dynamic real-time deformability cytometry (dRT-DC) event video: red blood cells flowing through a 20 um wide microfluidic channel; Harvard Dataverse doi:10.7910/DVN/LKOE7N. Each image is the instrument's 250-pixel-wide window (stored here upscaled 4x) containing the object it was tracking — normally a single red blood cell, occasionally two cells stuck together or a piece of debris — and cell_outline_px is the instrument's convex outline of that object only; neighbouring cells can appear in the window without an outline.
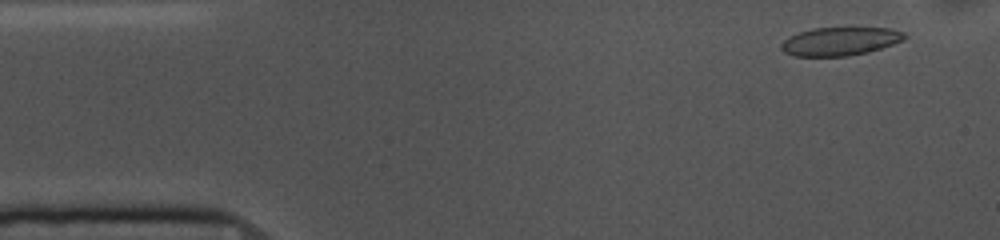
{"species": "common noctule bat (a hibernating species)", "species_latin": "Nyctalus noctula", "temperature_condition": "cold", "stored_images_in_passage": 52, "camera_frame_rate_fps": 3000, "um_per_image_px": 0.085, "animal": {"sex": "female", "body_mass_g": 10.0, "forearm_length_mm": 53.1}, "frame": {"image": 1, "passage_image": 3, "time_ms": 0.667, "image_size_px": [1000, 240], "cell_outline_px": [[908, 36], [892, 44], [868, 52], [848, 56], [796, 56], [784, 52], [780, 48], [780, 44], [788, 36], [812, 28], [888, 28], [904, 32]], "centroid_in_image_um": [71.36, 3.51], "position_along_channel_um": 13.6, "area_um2": 20.23}}
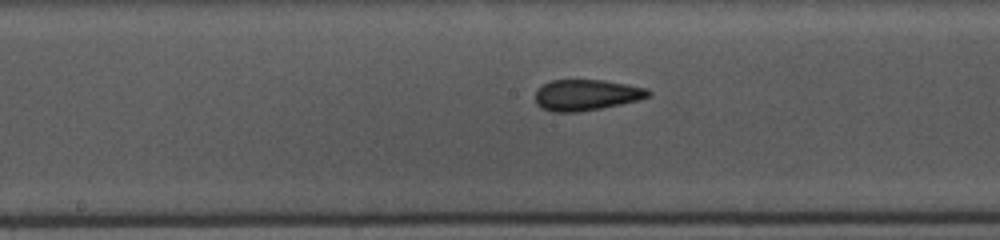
{"frame": {"image": 2, "passage_image": 25, "time_ms": 8.0, "image_size_px": [1000, 240], "cell_outline_px": [[652, 96], [620, 104], [600, 108], [576, 112], [552, 112], [540, 108], [536, 104], [536, 92], [544, 84], [552, 80], [604, 80], [628, 84], [648, 88], [652, 92]], "centroid_in_image_um": [49.86, 8.07], "position_along_channel_um": 198.3, "area_um2": 20.4}}
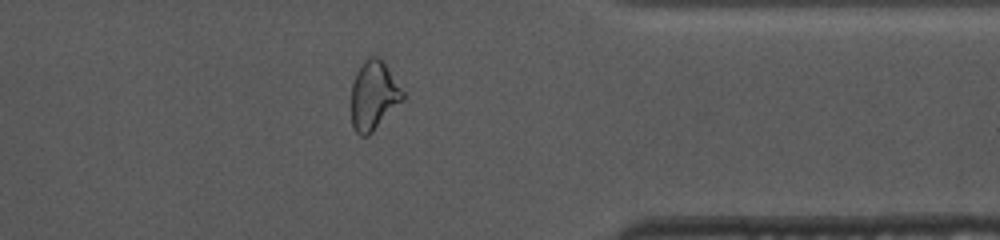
{"frame": {"image": 3, "passage_image": 41, "time_ms": 13.333, "image_size_px": [1000, 240], "cell_outline_px": [[404, 100], [368, 136], [360, 136], [356, 132], [352, 124], [352, 84], [356, 72], [364, 60], [372, 56], [376, 56], [384, 64], [404, 92]], "centroid_in_image_um": [31.76, 8.15], "position_along_channel_um": 379.6, "area_um2": 20.35}, "authors_computed_cell_mechanics": {"area_um2": 20.7502, "velocity_mm_per_s": 3.6674, "shape_relaxation_time_tau1_ms": 8.561, "shape_relaxation_time_tau2_ms": 1.3998, "deformation_change_tau1": 0.1673, "deformation_change_tau2": 0.078}}